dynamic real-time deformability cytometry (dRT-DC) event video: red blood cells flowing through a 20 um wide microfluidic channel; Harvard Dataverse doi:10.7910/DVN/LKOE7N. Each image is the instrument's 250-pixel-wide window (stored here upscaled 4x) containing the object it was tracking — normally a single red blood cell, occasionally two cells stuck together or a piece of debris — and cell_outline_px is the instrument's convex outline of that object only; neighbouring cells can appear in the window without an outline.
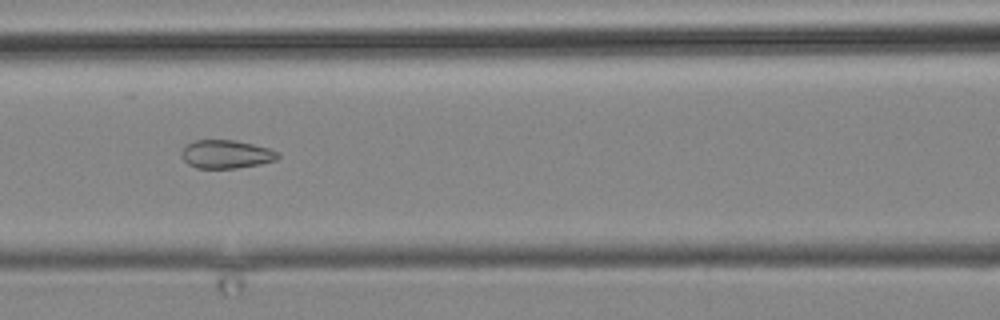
{"species": "common noctule bat (a hibernating species)", "species_latin": "Nyctalus noctula", "temperature_condition": "cold", "stored_images_in_passage": 5, "camera_frame_rate_fps": 3000, "um_per_image_px": 0.085, "animal": {"sex": "male", "body_mass_g": 19.2, "forearm_length_mm": 51.8}, "frame": {"image": 1, "passage_image": 4, "time_ms": 3.667, "image_size_px": [1000, 320], "cell_outline_px": [[280, 156], [276, 160], [260, 164], [236, 168], [196, 168], [188, 164], [184, 160], [180, 152], [184, 144], [196, 140], [236, 140], [268, 148], [280, 152]], "centroid_in_image_um": [19.21, 13.1], "position_along_channel_um": 147.4, "area_um2": 16.07}}
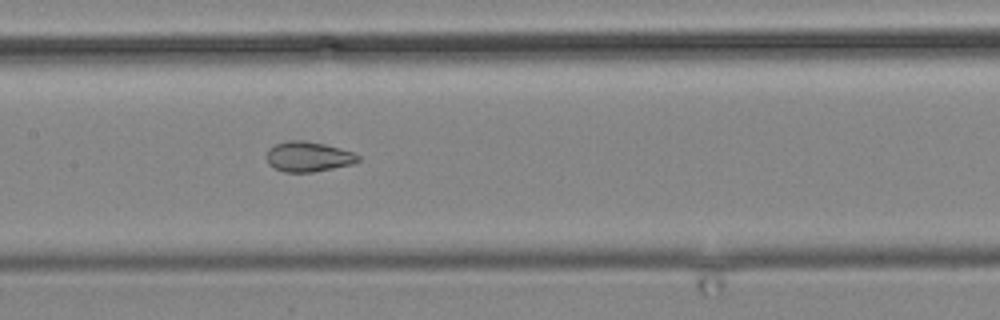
{"frame": {"image": 2, "passage_image": 5, "time_ms": 4.667, "image_size_px": [1000, 320], "cell_outline_px": [[360, 160], [352, 164], [312, 172], [284, 172], [268, 164], [264, 156], [268, 148], [276, 144], [288, 140], [300, 140], [324, 144], [340, 148], [352, 152], [360, 156]], "centroid_in_image_um": [26.16, 13.31], "position_along_channel_um": 181.2, "area_um2": 16.07}}